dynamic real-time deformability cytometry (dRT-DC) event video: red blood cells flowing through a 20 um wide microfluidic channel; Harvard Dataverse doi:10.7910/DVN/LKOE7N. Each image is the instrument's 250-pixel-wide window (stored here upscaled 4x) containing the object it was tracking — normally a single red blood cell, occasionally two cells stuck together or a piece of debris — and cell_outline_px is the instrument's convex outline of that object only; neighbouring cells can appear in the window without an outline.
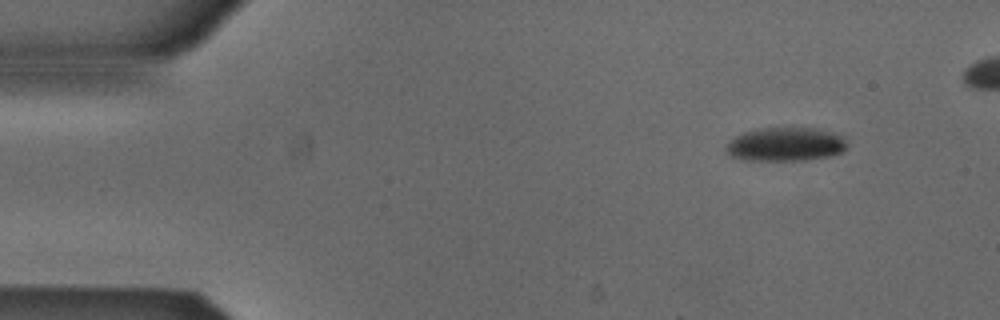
{"species": "Egyptian fruit bat (a non-hibernating species)", "species_latin": "Rousettus aegyptiacus", "temperature_condition": "cold", "stored_images_in_passage": 5, "camera_frame_rate_fps": 3000, "um_per_image_px": 0.085, "animal": {"sex": "male"}, "frame": {"image": 1, "passage_image": 2, "time_ms": 0.333, "image_size_px": [1000, 320], "cell_outline_px": [[848, 144], [840, 152], [828, 156], [808, 160], [744, 160], [732, 156], [724, 152], [724, 148], [736, 136], [744, 132], [760, 128], [812, 128], [844, 136]], "centroid_in_image_um": [66.74, 12.27], "position_along_channel_um": 18.3, "area_um2": 23.58}}